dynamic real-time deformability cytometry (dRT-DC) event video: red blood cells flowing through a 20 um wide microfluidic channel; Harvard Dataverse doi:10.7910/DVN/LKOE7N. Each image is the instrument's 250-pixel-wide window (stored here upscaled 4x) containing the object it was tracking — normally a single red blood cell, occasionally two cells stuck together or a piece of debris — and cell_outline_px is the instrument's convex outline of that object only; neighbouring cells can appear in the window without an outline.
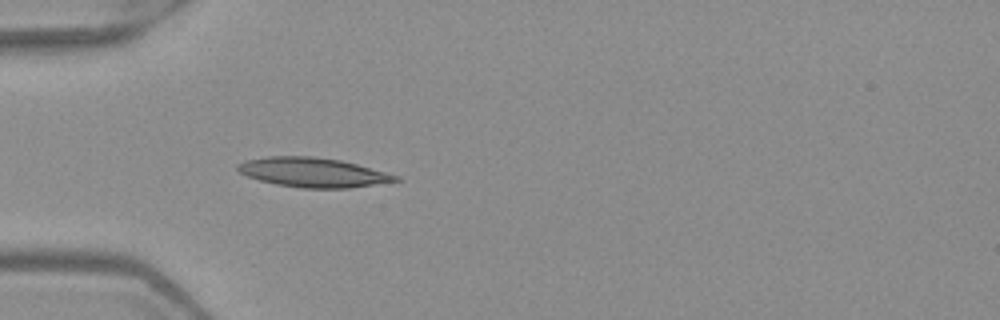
{"species": "Egyptian fruit bat (a non-hibernating species)", "species_latin": "Rousettus aegyptiacus", "temperature_condition": "warm", "stored_images_in_passage": 5, "camera_frame_rate_fps": 3000, "um_per_image_px": 0.085, "frame": {"image": 1, "passage_image": 5, "time_ms": 1.333, "image_size_px": [1000, 320], "cell_outline_px": [[404, 180], [348, 188], [300, 188], [276, 184], [260, 180], [248, 176], [240, 172], [236, 168], [236, 164], [244, 160], [268, 156], [312, 156], [340, 160], [356, 164], [400, 176]], "centroid_in_image_um": [26.6, 14.65], "position_along_channel_um": 58.4, "area_um2": 27.11}}